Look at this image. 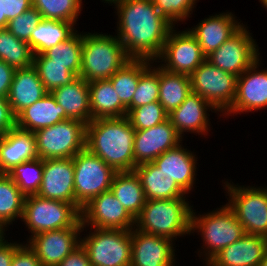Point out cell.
I'll return each mask as SVG.
<instances>
[{
  "label": "cell",
  "mask_w": 267,
  "mask_h": 266,
  "mask_svg": "<svg viewBox=\"0 0 267 266\" xmlns=\"http://www.w3.org/2000/svg\"><path fill=\"white\" fill-rule=\"evenodd\" d=\"M117 37L131 59L156 61L175 27L151 0H115Z\"/></svg>",
  "instance_id": "1"
},
{
  "label": "cell",
  "mask_w": 267,
  "mask_h": 266,
  "mask_svg": "<svg viewBox=\"0 0 267 266\" xmlns=\"http://www.w3.org/2000/svg\"><path fill=\"white\" fill-rule=\"evenodd\" d=\"M135 132L127 116L94 119L86 125L85 148L116 172L134 171Z\"/></svg>",
  "instance_id": "2"
},
{
  "label": "cell",
  "mask_w": 267,
  "mask_h": 266,
  "mask_svg": "<svg viewBox=\"0 0 267 266\" xmlns=\"http://www.w3.org/2000/svg\"><path fill=\"white\" fill-rule=\"evenodd\" d=\"M187 200V198L146 200L135 218L134 228L147 234L169 238L174 242L177 238L191 235L193 206Z\"/></svg>",
  "instance_id": "3"
},
{
  "label": "cell",
  "mask_w": 267,
  "mask_h": 266,
  "mask_svg": "<svg viewBox=\"0 0 267 266\" xmlns=\"http://www.w3.org/2000/svg\"><path fill=\"white\" fill-rule=\"evenodd\" d=\"M193 209L194 207L191 212L190 232L192 234L198 232L202 237L203 245L197 253L199 257L204 258L203 265L204 262L206 265L223 248L245 235L242 224L227 203L202 215L199 213L197 215Z\"/></svg>",
  "instance_id": "4"
},
{
  "label": "cell",
  "mask_w": 267,
  "mask_h": 266,
  "mask_svg": "<svg viewBox=\"0 0 267 266\" xmlns=\"http://www.w3.org/2000/svg\"><path fill=\"white\" fill-rule=\"evenodd\" d=\"M130 60L116 34L83 33L79 77L87 82L110 79Z\"/></svg>",
  "instance_id": "5"
},
{
  "label": "cell",
  "mask_w": 267,
  "mask_h": 266,
  "mask_svg": "<svg viewBox=\"0 0 267 266\" xmlns=\"http://www.w3.org/2000/svg\"><path fill=\"white\" fill-rule=\"evenodd\" d=\"M81 220V211L68 202L45 199L36 195L25 196L23 216L31 236L39 233L74 227Z\"/></svg>",
  "instance_id": "6"
},
{
  "label": "cell",
  "mask_w": 267,
  "mask_h": 266,
  "mask_svg": "<svg viewBox=\"0 0 267 266\" xmlns=\"http://www.w3.org/2000/svg\"><path fill=\"white\" fill-rule=\"evenodd\" d=\"M228 193L227 205L242 224L245 234L267 238V186H241L238 183L223 182Z\"/></svg>",
  "instance_id": "7"
},
{
  "label": "cell",
  "mask_w": 267,
  "mask_h": 266,
  "mask_svg": "<svg viewBox=\"0 0 267 266\" xmlns=\"http://www.w3.org/2000/svg\"><path fill=\"white\" fill-rule=\"evenodd\" d=\"M38 158H73L85 149L86 124L75 119L64 120L34 132Z\"/></svg>",
  "instance_id": "8"
},
{
  "label": "cell",
  "mask_w": 267,
  "mask_h": 266,
  "mask_svg": "<svg viewBox=\"0 0 267 266\" xmlns=\"http://www.w3.org/2000/svg\"><path fill=\"white\" fill-rule=\"evenodd\" d=\"M89 229V234L81 238V245L92 266L131 265V230Z\"/></svg>",
  "instance_id": "9"
},
{
  "label": "cell",
  "mask_w": 267,
  "mask_h": 266,
  "mask_svg": "<svg viewBox=\"0 0 267 266\" xmlns=\"http://www.w3.org/2000/svg\"><path fill=\"white\" fill-rule=\"evenodd\" d=\"M76 207L82 211L95 196L110 190L116 171L86 148L73 157Z\"/></svg>",
  "instance_id": "10"
},
{
  "label": "cell",
  "mask_w": 267,
  "mask_h": 266,
  "mask_svg": "<svg viewBox=\"0 0 267 266\" xmlns=\"http://www.w3.org/2000/svg\"><path fill=\"white\" fill-rule=\"evenodd\" d=\"M192 92L208 101L223 116L232 106L237 76L205 60L191 75Z\"/></svg>",
  "instance_id": "11"
},
{
  "label": "cell",
  "mask_w": 267,
  "mask_h": 266,
  "mask_svg": "<svg viewBox=\"0 0 267 266\" xmlns=\"http://www.w3.org/2000/svg\"><path fill=\"white\" fill-rule=\"evenodd\" d=\"M174 27L154 62L163 69L190 76L205 60L199 42L188 29L177 31ZM158 60V61H157Z\"/></svg>",
  "instance_id": "12"
},
{
  "label": "cell",
  "mask_w": 267,
  "mask_h": 266,
  "mask_svg": "<svg viewBox=\"0 0 267 266\" xmlns=\"http://www.w3.org/2000/svg\"><path fill=\"white\" fill-rule=\"evenodd\" d=\"M243 25L233 36L218 49L206 57V60L219 69L239 77L258 58L260 52L257 42Z\"/></svg>",
  "instance_id": "13"
},
{
  "label": "cell",
  "mask_w": 267,
  "mask_h": 266,
  "mask_svg": "<svg viewBox=\"0 0 267 266\" xmlns=\"http://www.w3.org/2000/svg\"><path fill=\"white\" fill-rule=\"evenodd\" d=\"M83 230L87 227L110 230H132L135 219L126 211L111 190L95 196L82 208Z\"/></svg>",
  "instance_id": "14"
},
{
  "label": "cell",
  "mask_w": 267,
  "mask_h": 266,
  "mask_svg": "<svg viewBox=\"0 0 267 266\" xmlns=\"http://www.w3.org/2000/svg\"><path fill=\"white\" fill-rule=\"evenodd\" d=\"M82 228L80 220L71 228L34 235L27 240V244L37 255L41 266H57L81 244Z\"/></svg>",
  "instance_id": "15"
},
{
  "label": "cell",
  "mask_w": 267,
  "mask_h": 266,
  "mask_svg": "<svg viewBox=\"0 0 267 266\" xmlns=\"http://www.w3.org/2000/svg\"><path fill=\"white\" fill-rule=\"evenodd\" d=\"M261 57L248 67L236 82V94L230 109L223 115L257 112L267 108V69H259ZM245 112V113H244Z\"/></svg>",
  "instance_id": "16"
},
{
  "label": "cell",
  "mask_w": 267,
  "mask_h": 266,
  "mask_svg": "<svg viewBox=\"0 0 267 266\" xmlns=\"http://www.w3.org/2000/svg\"><path fill=\"white\" fill-rule=\"evenodd\" d=\"M37 195L76 206L73 158L43 160V178Z\"/></svg>",
  "instance_id": "17"
},
{
  "label": "cell",
  "mask_w": 267,
  "mask_h": 266,
  "mask_svg": "<svg viewBox=\"0 0 267 266\" xmlns=\"http://www.w3.org/2000/svg\"><path fill=\"white\" fill-rule=\"evenodd\" d=\"M132 254L130 266H175L174 241L163 236L131 230ZM176 258V259H175Z\"/></svg>",
  "instance_id": "18"
},
{
  "label": "cell",
  "mask_w": 267,
  "mask_h": 266,
  "mask_svg": "<svg viewBox=\"0 0 267 266\" xmlns=\"http://www.w3.org/2000/svg\"><path fill=\"white\" fill-rule=\"evenodd\" d=\"M183 139L169 119L152 128L136 130L134 136V169L137 165L153 162L165 151L176 147Z\"/></svg>",
  "instance_id": "19"
},
{
  "label": "cell",
  "mask_w": 267,
  "mask_h": 266,
  "mask_svg": "<svg viewBox=\"0 0 267 266\" xmlns=\"http://www.w3.org/2000/svg\"><path fill=\"white\" fill-rule=\"evenodd\" d=\"M210 110L212 113L218 112L200 95L191 92L178 108L168 114V119L182 139L186 132L207 136L211 128Z\"/></svg>",
  "instance_id": "20"
},
{
  "label": "cell",
  "mask_w": 267,
  "mask_h": 266,
  "mask_svg": "<svg viewBox=\"0 0 267 266\" xmlns=\"http://www.w3.org/2000/svg\"><path fill=\"white\" fill-rule=\"evenodd\" d=\"M232 12L212 14L196 26L187 28L197 39L203 54L207 57L233 36L244 24L237 21Z\"/></svg>",
  "instance_id": "21"
},
{
  "label": "cell",
  "mask_w": 267,
  "mask_h": 266,
  "mask_svg": "<svg viewBox=\"0 0 267 266\" xmlns=\"http://www.w3.org/2000/svg\"><path fill=\"white\" fill-rule=\"evenodd\" d=\"M179 143L176 147L165 151L153 163L168 176L188 195L196 184L197 159L194 152L184 148Z\"/></svg>",
  "instance_id": "22"
},
{
  "label": "cell",
  "mask_w": 267,
  "mask_h": 266,
  "mask_svg": "<svg viewBox=\"0 0 267 266\" xmlns=\"http://www.w3.org/2000/svg\"><path fill=\"white\" fill-rule=\"evenodd\" d=\"M267 252V238L245 234L223 248L205 266H258Z\"/></svg>",
  "instance_id": "23"
},
{
  "label": "cell",
  "mask_w": 267,
  "mask_h": 266,
  "mask_svg": "<svg viewBox=\"0 0 267 266\" xmlns=\"http://www.w3.org/2000/svg\"><path fill=\"white\" fill-rule=\"evenodd\" d=\"M0 158L6 173L16 165L38 158L35 134L14 127L1 135Z\"/></svg>",
  "instance_id": "24"
},
{
  "label": "cell",
  "mask_w": 267,
  "mask_h": 266,
  "mask_svg": "<svg viewBox=\"0 0 267 266\" xmlns=\"http://www.w3.org/2000/svg\"><path fill=\"white\" fill-rule=\"evenodd\" d=\"M68 119L64 109L56 102L51 92H48L16 116V127L34 133Z\"/></svg>",
  "instance_id": "25"
},
{
  "label": "cell",
  "mask_w": 267,
  "mask_h": 266,
  "mask_svg": "<svg viewBox=\"0 0 267 266\" xmlns=\"http://www.w3.org/2000/svg\"><path fill=\"white\" fill-rule=\"evenodd\" d=\"M48 92L40 80L37 70L31 66L16 69L7 100L15 116L45 96Z\"/></svg>",
  "instance_id": "26"
},
{
  "label": "cell",
  "mask_w": 267,
  "mask_h": 266,
  "mask_svg": "<svg viewBox=\"0 0 267 266\" xmlns=\"http://www.w3.org/2000/svg\"><path fill=\"white\" fill-rule=\"evenodd\" d=\"M51 94L69 119L86 125L91 121L89 86L84 78L77 77L70 84L54 89Z\"/></svg>",
  "instance_id": "27"
},
{
  "label": "cell",
  "mask_w": 267,
  "mask_h": 266,
  "mask_svg": "<svg viewBox=\"0 0 267 266\" xmlns=\"http://www.w3.org/2000/svg\"><path fill=\"white\" fill-rule=\"evenodd\" d=\"M139 176L146 200H164L189 197L166 173L153 163L137 165L134 169Z\"/></svg>",
  "instance_id": "28"
},
{
  "label": "cell",
  "mask_w": 267,
  "mask_h": 266,
  "mask_svg": "<svg viewBox=\"0 0 267 266\" xmlns=\"http://www.w3.org/2000/svg\"><path fill=\"white\" fill-rule=\"evenodd\" d=\"M91 120L127 116V108L121 103L109 80L88 82Z\"/></svg>",
  "instance_id": "29"
},
{
  "label": "cell",
  "mask_w": 267,
  "mask_h": 266,
  "mask_svg": "<svg viewBox=\"0 0 267 266\" xmlns=\"http://www.w3.org/2000/svg\"><path fill=\"white\" fill-rule=\"evenodd\" d=\"M110 190L126 211L135 219L146 202L144 190L136 172H116Z\"/></svg>",
  "instance_id": "30"
},
{
  "label": "cell",
  "mask_w": 267,
  "mask_h": 266,
  "mask_svg": "<svg viewBox=\"0 0 267 266\" xmlns=\"http://www.w3.org/2000/svg\"><path fill=\"white\" fill-rule=\"evenodd\" d=\"M83 33L76 30L67 40L52 46L41 55H34L33 63H59L74 73L80 75L82 59Z\"/></svg>",
  "instance_id": "31"
},
{
  "label": "cell",
  "mask_w": 267,
  "mask_h": 266,
  "mask_svg": "<svg viewBox=\"0 0 267 266\" xmlns=\"http://www.w3.org/2000/svg\"><path fill=\"white\" fill-rule=\"evenodd\" d=\"M159 103L167 114L178 108L191 94V78L159 66Z\"/></svg>",
  "instance_id": "32"
},
{
  "label": "cell",
  "mask_w": 267,
  "mask_h": 266,
  "mask_svg": "<svg viewBox=\"0 0 267 266\" xmlns=\"http://www.w3.org/2000/svg\"><path fill=\"white\" fill-rule=\"evenodd\" d=\"M76 30L70 22L42 19L32 32L28 44L34 55H41L67 40Z\"/></svg>",
  "instance_id": "33"
},
{
  "label": "cell",
  "mask_w": 267,
  "mask_h": 266,
  "mask_svg": "<svg viewBox=\"0 0 267 266\" xmlns=\"http://www.w3.org/2000/svg\"><path fill=\"white\" fill-rule=\"evenodd\" d=\"M151 66L147 59H131L108 79L117 92L121 103L127 108L136 91L140 76Z\"/></svg>",
  "instance_id": "34"
},
{
  "label": "cell",
  "mask_w": 267,
  "mask_h": 266,
  "mask_svg": "<svg viewBox=\"0 0 267 266\" xmlns=\"http://www.w3.org/2000/svg\"><path fill=\"white\" fill-rule=\"evenodd\" d=\"M25 195L7 174L0 176V224L7 230L22 219Z\"/></svg>",
  "instance_id": "35"
},
{
  "label": "cell",
  "mask_w": 267,
  "mask_h": 266,
  "mask_svg": "<svg viewBox=\"0 0 267 266\" xmlns=\"http://www.w3.org/2000/svg\"><path fill=\"white\" fill-rule=\"evenodd\" d=\"M34 54L28 44L15 37L7 28H0V60L15 69L33 66Z\"/></svg>",
  "instance_id": "36"
},
{
  "label": "cell",
  "mask_w": 267,
  "mask_h": 266,
  "mask_svg": "<svg viewBox=\"0 0 267 266\" xmlns=\"http://www.w3.org/2000/svg\"><path fill=\"white\" fill-rule=\"evenodd\" d=\"M82 0H32L42 19L66 21L77 24L83 9Z\"/></svg>",
  "instance_id": "37"
},
{
  "label": "cell",
  "mask_w": 267,
  "mask_h": 266,
  "mask_svg": "<svg viewBox=\"0 0 267 266\" xmlns=\"http://www.w3.org/2000/svg\"><path fill=\"white\" fill-rule=\"evenodd\" d=\"M7 175L25 196L36 195L43 178V159L36 158L16 165Z\"/></svg>",
  "instance_id": "38"
},
{
  "label": "cell",
  "mask_w": 267,
  "mask_h": 266,
  "mask_svg": "<svg viewBox=\"0 0 267 266\" xmlns=\"http://www.w3.org/2000/svg\"><path fill=\"white\" fill-rule=\"evenodd\" d=\"M155 63L151 61V66L140 76L132 101L127 107V113L131 109L158 101L160 91L159 65L157 62Z\"/></svg>",
  "instance_id": "39"
},
{
  "label": "cell",
  "mask_w": 267,
  "mask_h": 266,
  "mask_svg": "<svg viewBox=\"0 0 267 266\" xmlns=\"http://www.w3.org/2000/svg\"><path fill=\"white\" fill-rule=\"evenodd\" d=\"M127 118L135 130H144L163 123L168 119V114L159 101H155L131 109L127 113Z\"/></svg>",
  "instance_id": "40"
},
{
  "label": "cell",
  "mask_w": 267,
  "mask_h": 266,
  "mask_svg": "<svg viewBox=\"0 0 267 266\" xmlns=\"http://www.w3.org/2000/svg\"><path fill=\"white\" fill-rule=\"evenodd\" d=\"M38 76L47 92L63 85L70 84L77 76L59 63H33Z\"/></svg>",
  "instance_id": "41"
},
{
  "label": "cell",
  "mask_w": 267,
  "mask_h": 266,
  "mask_svg": "<svg viewBox=\"0 0 267 266\" xmlns=\"http://www.w3.org/2000/svg\"><path fill=\"white\" fill-rule=\"evenodd\" d=\"M157 10L174 26L190 18L198 0H151Z\"/></svg>",
  "instance_id": "42"
},
{
  "label": "cell",
  "mask_w": 267,
  "mask_h": 266,
  "mask_svg": "<svg viewBox=\"0 0 267 266\" xmlns=\"http://www.w3.org/2000/svg\"><path fill=\"white\" fill-rule=\"evenodd\" d=\"M41 20L42 16L37 9L30 7L21 15L10 20L6 28L18 39L28 42L32 32Z\"/></svg>",
  "instance_id": "43"
},
{
  "label": "cell",
  "mask_w": 267,
  "mask_h": 266,
  "mask_svg": "<svg viewBox=\"0 0 267 266\" xmlns=\"http://www.w3.org/2000/svg\"><path fill=\"white\" fill-rule=\"evenodd\" d=\"M11 266H41L35 252L28 244L14 242V256L11 261Z\"/></svg>",
  "instance_id": "44"
},
{
  "label": "cell",
  "mask_w": 267,
  "mask_h": 266,
  "mask_svg": "<svg viewBox=\"0 0 267 266\" xmlns=\"http://www.w3.org/2000/svg\"><path fill=\"white\" fill-rule=\"evenodd\" d=\"M1 7L2 17L9 22L32 7V0H1Z\"/></svg>",
  "instance_id": "45"
},
{
  "label": "cell",
  "mask_w": 267,
  "mask_h": 266,
  "mask_svg": "<svg viewBox=\"0 0 267 266\" xmlns=\"http://www.w3.org/2000/svg\"><path fill=\"white\" fill-rule=\"evenodd\" d=\"M16 127L14 115L7 98L0 97V136Z\"/></svg>",
  "instance_id": "46"
},
{
  "label": "cell",
  "mask_w": 267,
  "mask_h": 266,
  "mask_svg": "<svg viewBox=\"0 0 267 266\" xmlns=\"http://www.w3.org/2000/svg\"><path fill=\"white\" fill-rule=\"evenodd\" d=\"M57 266H92L86 249L80 244Z\"/></svg>",
  "instance_id": "47"
},
{
  "label": "cell",
  "mask_w": 267,
  "mask_h": 266,
  "mask_svg": "<svg viewBox=\"0 0 267 266\" xmlns=\"http://www.w3.org/2000/svg\"><path fill=\"white\" fill-rule=\"evenodd\" d=\"M16 69L0 60V97L7 98Z\"/></svg>",
  "instance_id": "48"
},
{
  "label": "cell",
  "mask_w": 267,
  "mask_h": 266,
  "mask_svg": "<svg viewBox=\"0 0 267 266\" xmlns=\"http://www.w3.org/2000/svg\"><path fill=\"white\" fill-rule=\"evenodd\" d=\"M12 242H8L6 238L0 243V266H11V261L14 256V241Z\"/></svg>",
  "instance_id": "49"
},
{
  "label": "cell",
  "mask_w": 267,
  "mask_h": 266,
  "mask_svg": "<svg viewBox=\"0 0 267 266\" xmlns=\"http://www.w3.org/2000/svg\"><path fill=\"white\" fill-rule=\"evenodd\" d=\"M8 25V21L6 17H2V7H1V0H0V28H6Z\"/></svg>",
  "instance_id": "50"
},
{
  "label": "cell",
  "mask_w": 267,
  "mask_h": 266,
  "mask_svg": "<svg viewBox=\"0 0 267 266\" xmlns=\"http://www.w3.org/2000/svg\"><path fill=\"white\" fill-rule=\"evenodd\" d=\"M7 230H5V228L0 224V243H2L6 237V232Z\"/></svg>",
  "instance_id": "51"
},
{
  "label": "cell",
  "mask_w": 267,
  "mask_h": 266,
  "mask_svg": "<svg viewBox=\"0 0 267 266\" xmlns=\"http://www.w3.org/2000/svg\"><path fill=\"white\" fill-rule=\"evenodd\" d=\"M258 266H267V252L263 257V260L258 264Z\"/></svg>",
  "instance_id": "52"
},
{
  "label": "cell",
  "mask_w": 267,
  "mask_h": 266,
  "mask_svg": "<svg viewBox=\"0 0 267 266\" xmlns=\"http://www.w3.org/2000/svg\"><path fill=\"white\" fill-rule=\"evenodd\" d=\"M5 174H7V173L3 170L2 163H1V158H0V176H3Z\"/></svg>",
  "instance_id": "53"
},
{
  "label": "cell",
  "mask_w": 267,
  "mask_h": 266,
  "mask_svg": "<svg viewBox=\"0 0 267 266\" xmlns=\"http://www.w3.org/2000/svg\"><path fill=\"white\" fill-rule=\"evenodd\" d=\"M259 2H261L264 8L267 9V0H259Z\"/></svg>",
  "instance_id": "54"
},
{
  "label": "cell",
  "mask_w": 267,
  "mask_h": 266,
  "mask_svg": "<svg viewBox=\"0 0 267 266\" xmlns=\"http://www.w3.org/2000/svg\"><path fill=\"white\" fill-rule=\"evenodd\" d=\"M104 1V3H108L109 5L114 2L115 0H102V2Z\"/></svg>",
  "instance_id": "55"
}]
</instances>
